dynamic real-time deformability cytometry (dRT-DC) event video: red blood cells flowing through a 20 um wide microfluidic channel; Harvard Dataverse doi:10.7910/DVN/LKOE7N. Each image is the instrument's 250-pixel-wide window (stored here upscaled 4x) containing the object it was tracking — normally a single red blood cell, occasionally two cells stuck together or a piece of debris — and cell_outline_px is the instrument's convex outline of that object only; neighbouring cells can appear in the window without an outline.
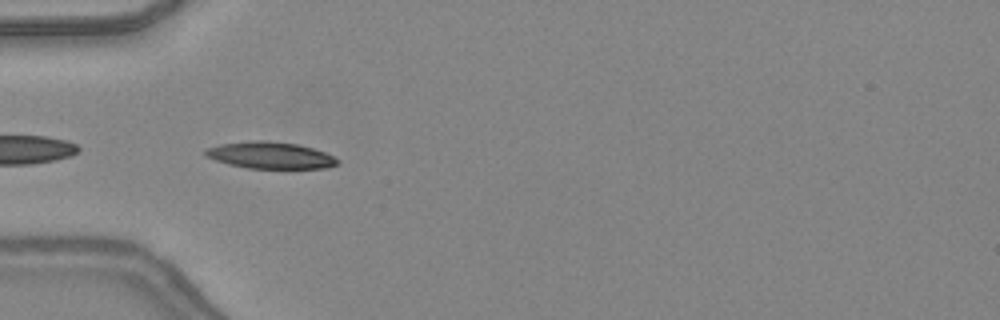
{"species": "common noctule bat (a hibernating species)", "species_latin": "Nyctalus noctula", "temperature_condition": "warm", "stored_images_in_passage": 9, "camera_frame_rate_fps": 3000, "um_per_image_px": 0.085, "animal": {"sex": "female", "body_mass_g": 24.6, "forearm_length_mm": 56.2}, "frame": {"image": 1, "passage_image": 3, "time_ms": 0.667, "image_size_px": [1000, 320], "cell_outline_px": [[340, 160], [336, 164], [324, 168], [248, 168], [228, 164], [204, 156], [204, 148], [220, 144], [252, 140], [264, 140], [296, 144], [312, 148], [324, 152]], "centroid_in_image_um": [22.91, 13.19], "position_along_channel_um": 62.1, "area_um2": 20.46}}